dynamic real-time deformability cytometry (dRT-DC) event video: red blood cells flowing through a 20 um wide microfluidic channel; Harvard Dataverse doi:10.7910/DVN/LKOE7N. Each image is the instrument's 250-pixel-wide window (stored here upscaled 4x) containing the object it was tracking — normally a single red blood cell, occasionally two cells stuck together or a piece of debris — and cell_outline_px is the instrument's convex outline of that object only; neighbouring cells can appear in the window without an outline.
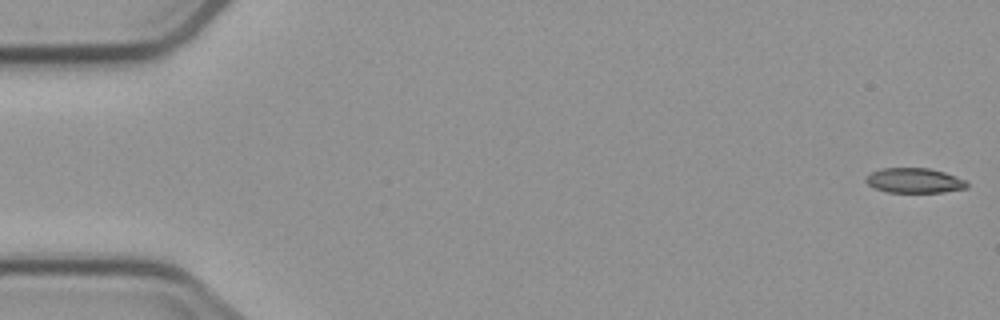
{"species": "common noctule bat (a hibernating species)", "species_latin": "Nyctalus noctula", "temperature_condition": "cold", "stored_images_in_passage": 5, "camera_frame_rate_fps": 3000, "um_per_image_px": 0.085, "animal": {"sex": "male", "body_mass_g": 23.1, "forearm_length_mm": 52.7}, "frame": {"image": 1, "passage_image": 1, "time_ms": 0.0, "image_size_px": [1000, 320], "cell_outline_px": [[968, 188], [944, 192], [888, 192], [876, 188], [868, 184], [864, 180], [872, 172], [880, 168], [928, 168], [944, 172], [956, 176], [964, 180], [968, 184]], "centroid_in_image_um": [77.74, 15.34], "position_along_channel_um": 7.3, "area_um2": 14.57}}
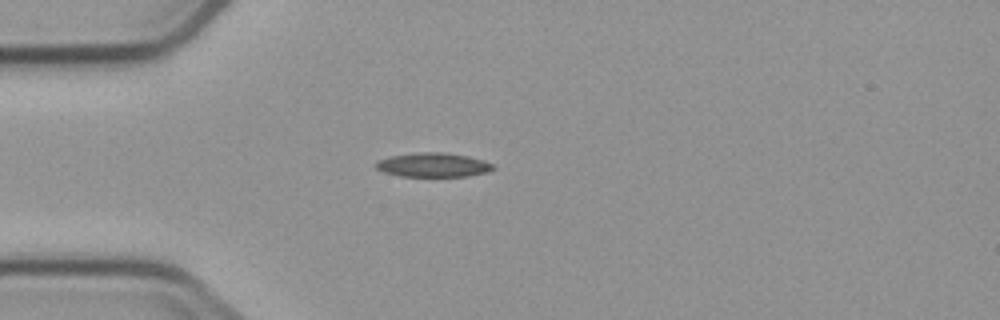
{"frame": {"image": 2, "passage_image": 5, "time_ms": 4.667, "image_size_px": [1000, 320], "cell_outline_px": [[496, 168], [488, 172], [468, 176], [400, 176], [384, 172], [376, 168], [376, 164], [380, 160], [392, 156], [420, 152], [444, 152], [468, 156], [484, 160], [492, 164]], "centroid_in_image_um": [36.88, 14.02], "position_along_channel_um": 48.1, "area_um2": 16.36}}